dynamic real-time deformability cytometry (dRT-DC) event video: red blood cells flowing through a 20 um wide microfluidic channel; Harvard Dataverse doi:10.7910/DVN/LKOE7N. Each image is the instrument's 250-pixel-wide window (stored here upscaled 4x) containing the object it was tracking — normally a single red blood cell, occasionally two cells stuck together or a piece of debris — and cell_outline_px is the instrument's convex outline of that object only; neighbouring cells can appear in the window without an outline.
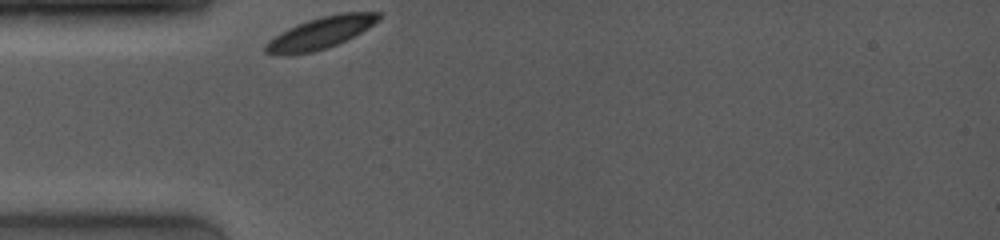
{"species": "common noctule bat (a hibernating species)", "species_latin": "Nyctalus noctula", "temperature_condition": "room temperature", "stored_images_in_passage": 39, "camera_frame_rate_fps": 4000, "um_per_image_px": 0.085, "animal": {"sex": "female", "body_mass_g": 19.0, "forearm_length_mm": 53.3}, "frame": {"image": 1, "passage_image": 1, "time_ms": 0.0, "image_size_px": [1000, 240], "cell_outline_px": [[384, 12], [380, 20], [368, 28], [328, 48], [312, 52], [280, 56], [272, 56], [264, 52], [264, 44], [268, 40], [280, 32], [288, 28], [308, 20], [340, 12]], "centroid_in_image_um": [27.21, 2.8], "position_along_channel_um": 57.8, "area_um2": 21.1}}
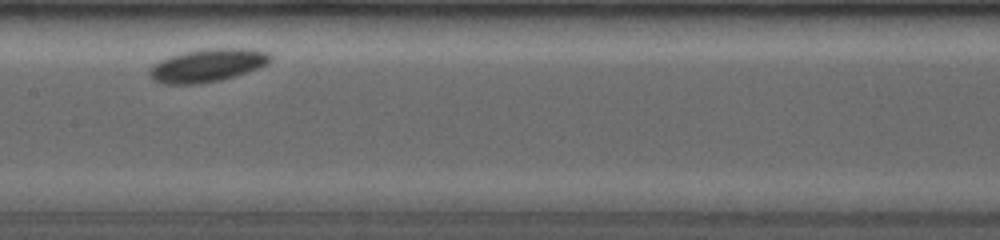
{"frame": {"image": 2, "passage_image": 16, "time_ms": 3.75, "image_size_px": [1000, 240], "cell_outline_px": [[272, 60], [268, 64], [260, 68], [220, 80], [196, 84], [160, 84], [152, 80], [148, 76], [148, 72], [152, 64], [160, 60], [184, 52], [212, 48], [244, 48], [268, 52], [272, 56]], "centroid_in_image_um": [17.62, 5.56], "position_along_channel_um": 189.8, "area_um2": 23.35}}
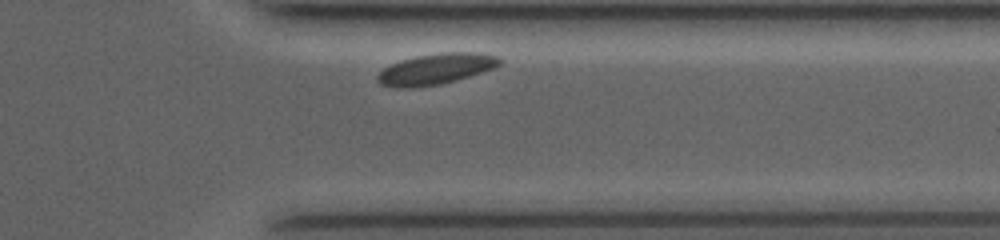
{"frame": {"image": 3, "passage_image": 36, "time_ms": 8.75, "image_size_px": [1000, 240], "cell_outline_px": [[504, 60], [500, 64], [492, 68], [456, 80], [440, 84], [412, 88], [400, 88], [380, 84], [376, 80], [376, 76], [384, 68], [400, 60], [416, 56], [440, 52], [472, 52], [500, 56]], "centroid_in_image_um": [37.04, 5.85], "position_along_channel_um": 374.4, "area_um2": 21.91}, "authors_computed_cell_mechanics": {"area_um2": 21.0392, "velocity_mm_per_s": 3.6508, "shape_relaxation_time_tau1_ms": 2.7955, "shape_relaxation_time_tau2_ms": null, "deformation_change_tau1": 0.0624, "deformation_change_tau2": null}}